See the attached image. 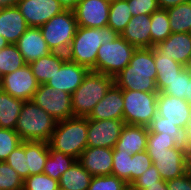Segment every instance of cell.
I'll return each mask as SVG.
<instances>
[{
	"instance_id": "7a4b0ae2",
	"label": "cell",
	"mask_w": 191,
	"mask_h": 190,
	"mask_svg": "<svg viewBox=\"0 0 191 190\" xmlns=\"http://www.w3.org/2000/svg\"><path fill=\"white\" fill-rule=\"evenodd\" d=\"M118 35L109 26L101 28L78 26L66 57L86 67L89 71L96 72V58L99 47L102 43L113 41Z\"/></svg>"
},
{
	"instance_id": "52a82bcc",
	"label": "cell",
	"mask_w": 191,
	"mask_h": 190,
	"mask_svg": "<svg viewBox=\"0 0 191 190\" xmlns=\"http://www.w3.org/2000/svg\"><path fill=\"white\" fill-rule=\"evenodd\" d=\"M136 47L121 35L99 47L96 58V72L115 77L130 62Z\"/></svg>"
},
{
	"instance_id": "603a6c76",
	"label": "cell",
	"mask_w": 191,
	"mask_h": 190,
	"mask_svg": "<svg viewBox=\"0 0 191 190\" xmlns=\"http://www.w3.org/2000/svg\"><path fill=\"white\" fill-rule=\"evenodd\" d=\"M151 15L132 16L120 34L128 43L136 48H151Z\"/></svg>"
},
{
	"instance_id": "d590c367",
	"label": "cell",
	"mask_w": 191,
	"mask_h": 190,
	"mask_svg": "<svg viewBox=\"0 0 191 190\" xmlns=\"http://www.w3.org/2000/svg\"><path fill=\"white\" fill-rule=\"evenodd\" d=\"M131 158L132 154L113 152L112 175L125 181L131 186Z\"/></svg>"
},
{
	"instance_id": "816d5d0a",
	"label": "cell",
	"mask_w": 191,
	"mask_h": 190,
	"mask_svg": "<svg viewBox=\"0 0 191 190\" xmlns=\"http://www.w3.org/2000/svg\"><path fill=\"white\" fill-rule=\"evenodd\" d=\"M19 0H0V7L16 6Z\"/></svg>"
},
{
	"instance_id": "ab89813d",
	"label": "cell",
	"mask_w": 191,
	"mask_h": 190,
	"mask_svg": "<svg viewBox=\"0 0 191 190\" xmlns=\"http://www.w3.org/2000/svg\"><path fill=\"white\" fill-rule=\"evenodd\" d=\"M22 142L15 130L0 128V161H5Z\"/></svg>"
},
{
	"instance_id": "9a60e30c",
	"label": "cell",
	"mask_w": 191,
	"mask_h": 190,
	"mask_svg": "<svg viewBox=\"0 0 191 190\" xmlns=\"http://www.w3.org/2000/svg\"><path fill=\"white\" fill-rule=\"evenodd\" d=\"M157 114L180 128H187L191 119V103L185 99L158 92Z\"/></svg>"
},
{
	"instance_id": "e575fe53",
	"label": "cell",
	"mask_w": 191,
	"mask_h": 190,
	"mask_svg": "<svg viewBox=\"0 0 191 190\" xmlns=\"http://www.w3.org/2000/svg\"><path fill=\"white\" fill-rule=\"evenodd\" d=\"M163 94L172 97L185 99L191 103V78L183 69L177 76L169 82V85L162 91Z\"/></svg>"
},
{
	"instance_id": "ee69618b",
	"label": "cell",
	"mask_w": 191,
	"mask_h": 190,
	"mask_svg": "<svg viewBox=\"0 0 191 190\" xmlns=\"http://www.w3.org/2000/svg\"><path fill=\"white\" fill-rule=\"evenodd\" d=\"M162 180L159 171L152 164L131 186V190H144L145 185L156 184Z\"/></svg>"
},
{
	"instance_id": "7c38bea8",
	"label": "cell",
	"mask_w": 191,
	"mask_h": 190,
	"mask_svg": "<svg viewBox=\"0 0 191 190\" xmlns=\"http://www.w3.org/2000/svg\"><path fill=\"white\" fill-rule=\"evenodd\" d=\"M125 125L123 120L88 118L87 147L113 149Z\"/></svg>"
},
{
	"instance_id": "4dcf8cb0",
	"label": "cell",
	"mask_w": 191,
	"mask_h": 190,
	"mask_svg": "<svg viewBox=\"0 0 191 190\" xmlns=\"http://www.w3.org/2000/svg\"><path fill=\"white\" fill-rule=\"evenodd\" d=\"M166 10L172 33H189L191 29V1Z\"/></svg>"
},
{
	"instance_id": "f35d334b",
	"label": "cell",
	"mask_w": 191,
	"mask_h": 190,
	"mask_svg": "<svg viewBox=\"0 0 191 190\" xmlns=\"http://www.w3.org/2000/svg\"><path fill=\"white\" fill-rule=\"evenodd\" d=\"M5 162L11 166L23 180L30 176V170H27L25 141L9 154Z\"/></svg>"
},
{
	"instance_id": "6da1fadb",
	"label": "cell",
	"mask_w": 191,
	"mask_h": 190,
	"mask_svg": "<svg viewBox=\"0 0 191 190\" xmlns=\"http://www.w3.org/2000/svg\"><path fill=\"white\" fill-rule=\"evenodd\" d=\"M153 48H136L129 64L114 77L122 90L158 92Z\"/></svg>"
},
{
	"instance_id": "484cf974",
	"label": "cell",
	"mask_w": 191,
	"mask_h": 190,
	"mask_svg": "<svg viewBox=\"0 0 191 190\" xmlns=\"http://www.w3.org/2000/svg\"><path fill=\"white\" fill-rule=\"evenodd\" d=\"M154 61L157 70L156 86L158 92H162L169 85V82L184 69V66L170 57L164 56V53H156L155 51Z\"/></svg>"
},
{
	"instance_id": "836d02e7",
	"label": "cell",
	"mask_w": 191,
	"mask_h": 190,
	"mask_svg": "<svg viewBox=\"0 0 191 190\" xmlns=\"http://www.w3.org/2000/svg\"><path fill=\"white\" fill-rule=\"evenodd\" d=\"M25 64L16 44H9L0 50V78L22 68Z\"/></svg>"
},
{
	"instance_id": "9c48e42d",
	"label": "cell",
	"mask_w": 191,
	"mask_h": 190,
	"mask_svg": "<svg viewBox=\"0 0 191 190\" xmlns=\"http://www.w3.org/2000/svg\"><path fill=\"white\" fill-rule=\"evenodd\" d=\"M32 100L57 122L74 117L69 93L40 84Z\"/></svg>"
},
{
	"instance_id": "f6af8a7d",
	"label": "cell",
	"mask_w": 191,
	"mask_h": 190,
	"mask_svg": "<svg viewBox=\"0 0 191 190\" xmlns=\"http://www.w3.org/2000/svg\"><path fill=\"white\" fill-rule=\"evenodd\" d=\"M146 145L147 147L167 149L175 147V143L172 141V139L158 138V133H153L150 131H148Z\"/></svg>"
},
{
	"instance_id": "8d00e7d4",
	"label": "cell",
	"mask_w": 191,
	"mask_h": 190,
	"mask_svg": "<svg viewBox=\"0 0 191 190\" xmlns=\"http://www.w3.org/2000/svg\"><path fill=\"white\" fill-rule=\"evenodd\" d=\"M24 180L5 161H0V190H23Z\"/></svg>"
},
{
	"instance_id": "d4e9b609",
	"label": "cell",
	"mask_w": 191,
	"mask_h": 190,
	"mask_svg": "<svg viewBox=\"0 0 191 190\" xmlns=\"http://www.w3.org/2000/svg\"><path fill=\"white\" fill-rule=\"evenodd\" d=\"M66 59L64 53L51 52L29 63V66L39 84H45L60 69Z\"/></svg>"
},
{
	"instance_id": "b9f144b4",
	"label": "cell",
	"mask_w": 191,
	"mask_h": 190,
	"mask_svg": "<svg viewBox=\"0 0 191 190\" xmlns=\"http://www.w3.org/2000/svg\"><path fill=\"white\" fill-rule=\"evenodd\" d=\"M152 165V160L146 151L132 155L131 185Z\"/></svg>"
},
{
	"instance_id": "2e32d148",
	"label": "cell",
	"mask_w": 191,
	"mask_h": 190,
	"mask_svg": "<svg viewBox=\"0 0 191 190\" xmlns=\"http://www.w3.org/2000/svg\"><path fill=\"white\" fill-rule=\"evenodd\" d=\"M88 72L89 70L86 67L67 58L60 69L45 84L72 94L82 84L83 78Z\"/></svg>"
},
{
	"instance_id": "7402d4cb",
	"label": "cell",
	"mask_w": 191,
	"mask_h": 190,
	"mask_svg": "<svg viewBox=\"0 0 191 190\" xmlns=\"http://www.w3.org/2000/svg\"><path fill=\"white\" fill-rule=\"evenodd\" d=\"M28 25L17 6L0 7V35L9 44H16Z\"/></svg>"
},
{
	"instance_id": "44dd1931",
	"label": "cell",
	"mask_w": 191,
	"mask_h": 190,
	"mask_svg": "<svg viewBox=\"0 0 191 190\" xmlns=\"http://www.w3.org/2000/svg\"><path fill=\"white\" fill-rule=\"evenodd\" d=\"M148 128L142 125L125 124L113 152L136 154L146 151Z\"/></svg>"
},
{
	"instance_id": "30bf717a",
	"label": "cell",
	"mask_w": 191,
	"mask_h": 190,
	"mask_svg": "<svg viewBox=\"0 0 191 190\" xmlns=\"http://www.w3.org/2000/svg\"><path fill=\"white\" fill-rule=\"evenodd\" d=\"M146 152L163 181L179 178L186 174V152L175 147L170 149L147 147Z\"/></svg>"
},
{
	"instance_id": "5bb4252c",
	"label": "cell",
	"mask_w": 191,
	"mask_h": 190,
	"mask_svg": "<svg viewBox=\"0 0 191 190\" xmlns=\"http://www.w3.org/2000/svg\"><path fill=\"white\" fill-rule=\"evenodd\" d=\"M111 0H80L73 10L77 25L101 28L108 24Z\"/></svg>"
},
{
	"instance_id": "f546056e",
	"label": "cell",
	"mask_w": 191,
	"mask_h": 190,
	"mask_svg": "<svg viewBox=\"0 0 191 190\" xmlns=\"http://www.w3.org/2000/svg\"><path fill=\"white\" fill-rule=\"evenodd\" d=\"M76 161V158L66 155L60 151L53 150L49 147V156L46 160L42 173L48 175L54 180L59 181L61 175Z\"/></svg>"
},
{
	"instance_id": "d6a6232c",
	"label": "cell",
	"mask_w": 191,
	"mask_h": 190,
	"mask_svg": "<svg viewBox=\"0 0 191 190\" xmlns=\"http://www.w3.org/2000/svg\"><path fill=\"white\" fill-rule=\"evenodd\" d=\"M171 33L167 10L159 9L154 11L151 14V48L163 42Z\"/></svg>"
},
{
	"instance_id": "cb8c5ba5",
	"label": "cell",
	"mask_w": 191,
	"mask_h": 190,
	"mask_svg": "<svg viewBox=\"0 0 191 190\" xmlns=\"http://www.w3.org/2000/svg\"><path fill=\"white\" fill-rule=\"evenodd\" d=\"M148 131L158 133V138L172 139L175 148L187 152L189 149L187 128H180L166 121V118L158 114L147 126Z\"/></svg>"
},
{
	"instance_id": "7dc6e473",
	"label": "cell",
	"mask_w": 191,
	"mask_h": 190,
	"mask_svg": "<svg viewBox=\"0 0 191 190\" xmlns=\"http://www.w3.org/2000/svg\"><path fill=\"white\" fill-rule=\"evenodd\" d=\"M188 1L191 0H157L160 9H165V10Z\"/></svg>"
},
{
	"instance_id": "ffe728a7",
	"label": "cell",
	"mask_w": 191,
	"mask_h": 190,
	"mask_svg": "<svg viewBox=\"0 0 191 190\" xmlns=\"http://www.w3.org/2000/svg\"><path fill=\"white\" fill-rule=\"evenodd\" d=\"M16 45L26 64L52 52L44 40L39 27H28L18 39Z\"/></svg>"
},
{
	"instance_id": "bcb514c9",
	"label": "cell",
	"mask_w": 191,
	"mask_h": 190,
	"mask_svg": "<svg viewBox=\"0 0 191 190\" xmlns=\"http://www.w3.org/2000/svg\"><path fill=\"white\" fill-rule=\"evenodd\" d=\"M168 190H191V177L187 174L166 181Z\"/></svg>"
},
{
	"instance_id": "8992f818",
	"label": "cell",
	"mask_w": 191,
	"mask_h": 190,
	"mask_svg": "<svg viewBox=\"0 0 191 190\" xmlns=\"http://www.w3.org/2000/svg\"><path fill=\"white\" fill-rule=\"evenodd\" d=\"M73 10H64L39 27L42 36L52 52L66 54L77 30Z\"/></svg>"
},
{
	"instance_id": "e0dca14e",
	"label": "cell",
	"mask_w": 191,
	"mask_h": 190,
	"mask_svg": "<svg viewBox=\"0 0 191 190\" xmlns=\"http://www.w3.org/2000/svg\"><path fill=\"white\" fill-rule=\"evenodd\" d=\"M78 162L92 176L112 175L113 149L86 147Z\"/></svg>"
},
{
	"instance_id": "83f0119b",
	"label": "cell",
	"mask_w": 191,
	"mask_h": 190,
	"mask_svg": "<svg viewBox=\"0 0 191 190\" xmlns=\"http://www.w3.org/2000/svg\"><path fill=\"white\" fill-rule=\"evenodd\" d=\"M27 170L30 175L41 174L49 156V144L43 141H25Z\"/></svg>"
},
{
	"instance_id": "4316f807",
	"label": "cell",
	"mask_w": 191,
	"mask_h": 190,
	"mask_svg": "<svg viewBox=\"0 0 191 190\" xmlns=\"http://www.w3.org/2000/svg\"><path fill=\"white\" fill-rule=\"evenodd\" d=\"M93 176L81 166L78 160L59 179L60 190H87Z\"/></svg>"
},
{
	"instance_id": "f1b7e54d",
	"label": "cell",
	"mask_w": 191,
	"mask_h": 190,
	"mask_svg": "<svg viewBox=\"0 0 191 190\" xmlns=\"http://www.w3.org/2000/svg\"><path fill=\"white\" fill-rule=\"evenodd\" d=\"M24 102L0 89V128L15 130Z\"/></svg>"
},
{
	"instance_id": "7bdbcfd3",
	"label": "cell",
	"mask_w": 191,
	"mask_h": 190,
	"mask_svg": "<svg viewBox=\"0 0 191 190\" xmlns=\"http://www.w3.org/2000/svg\"><path fill=\"white\" fill-rule=\"evenodd\" d=\"M132 16L151 15L160 9L157 0H127Z\"/></svg>"
},
{
	"instance_id": "4fadbf2b",
	"label": "cell",
	"mask_w": 191,
	"mask_h": 190,
	"mask_svg": "<svg viewBox=\"0 0 191 190\" xmlns=\"http://www.w3.org/2000/svg\"><path fill=\"white\" fill-rule=\"evenodd\" d=\"M16 6L28 27H41L65 10L57 0H19Z\"/></svg>"
},
{
	"instance_id": "f907efd6",
	"label": "cell",
	"mask_w": 191,
	"mask_h": 190,
	"mask_svg": "<svg viewBox=\"0 0 191 190\" xmlns=\"http://www.w3.org/2000/svg\"><path fill=\"white\" fill-rule=\"evenodd\" d=\"M186 174L191 177V147L186 152Z\"/></svg>"
},
{
	"instance_id": "1f68e13d",
	"label": "cell",
	"mask_w": 191,
	"mask_h": 190,
	"mask_svg": "<svg viewBox=\"0 0 191 190\" xmlns=\"http://www.w3.org/2000/svg\"><path fill=\"white\" fill-rule=\"evenodd\" d=\"M131 18L127 0H111L107 26L120 35Z\"/></svg>"
},
{
	"instance_id": "11a10c76",
	"label": "cell",
	"mask_w": 191,
	"mask_h": 190,
	"mask_svg": "<svg viewBox=\"0 0 191 190\" xmlns=\"http://www.w3.org/2000/svg\"><path fill=\"white\" fill-rule=\"evenodd\" d=\"M184 69L188 76L191 78V60L184 66Z\"/></svg>"
},
{
	"instance_id": "8fae6325",
	"label": "cell",
	"mask_w": 191,
	"mask_h": 190,
	"mask_svg": "<svg viewBox=\"0 0 191 190\" xmlns=\"http://www.w3.org/2000/svg\"><path fill=\"white\" fill-rule=\"evenodd\" d=\"M39 85L29 64L0 78V89L23 101L32 100Z\"/></svg>"
},
{
	"instance_id": "681fc988",
	"label": "cell",
	"mask_w": 191,
	"mask_h": 190,
	"mask_svg": "<svg viewBox=\"0 0 191 190\" xmlns=\"http://www.w3.org/2000/svg\"><path fill=\"white\" fill-rule=\"evenodd\" d=\"M144 190H168L166 181L160 180L156 184L145 185Z\"/></svg>"
},
{
	"instance_id": "3957f363",
	"label": "cell",
	"mask_w": 191,
	"mask_h": 190,
	"mask_svg": "<svg viewBox=\"0 0 191 190\" xmlns=\"http://www.w3.org/2000/svg\"><path fill=\"white\" fill-rule=\"evenodd\" d=\"M57 121L33 100L24 102L15 131L23 141L48 142L55 131Z\"/></svg>"
},
{
	"instance_id": "5b68a950",
	"label": "cell",
	"mask_w": 191,
	"mask_h": 190,
	"mask_svg": "<svg viewBox=\"0 0 191 190\" xmlns=\"http://www.w3.org/2000/svg\"><path fill=\"white\" fill-rule=\"evenodd\" d=\"M113 84L114 77L89 71L82 84L71 94L74 116L88 117Z\"/></svg>"
},
{
	"instance_id": "60d3db41",
	"label": "cell",
	"mask_w": 191,
	"mask_h": 190,
	"mask_svg": "<svg viewBox=\"0 0 191 190\" xmlns=\"http://www.w3.org/2000/svg\"><path fill=\"white\" fill-rule=\"evenodd\" d=\"M23 190H60L59 182L41 173L30 175L23 182Z\"/></svg>"
},
{
	"instance_id": "c3c4849f",
	"label": "cell",
	"mask_w": 191,
	"mask_h": 190,
	"mask_svg": "<svg viewBox=\"0 0 191 190\" xmlns=\"http://www.w3.org/2000/svg\"><path fill=\"white\" fill-rule=\"evenodd\" d=\"M65 10H74L80 0H57Z\"/></svg>"
},
{
	"instance_id": "ba28073f",
	"label": "cell",
	"mask_w": 191,
	"mask_h": 190,
	"mask_svg": "<svg viewBox=\"0 0 191 190\" xmlns=\"http://www.w3.org/2000/svg\"><path fill=\"white\" fill-rule=\"evenodd\" d=\"M158 92L123 90L125 124L148 126L157 115Z\"/></svg>"
},
{
	"instance_id": "db71d44e",
	"label": "cell",
	"mask_w": 191,
	"mask_h": 190,
	"mask_svg": "<svg viewBox=\"0 0 191 190\" xmlns=\"http://www.w3.org/2000/svg\"><path fill=\"white\" fill-rule=\"evenodd\" d=\"M189 147H191V119L187 125Z\"/></svg>"
},
{
	"instance_id": "74e56055",
	"label": "cell",
	"mask_w": 191,
	"mask_h": 190,
	"mask_svg": "<svg viewBox=\"0 0 191 190\" xmlns=\"http://www.w3.org/2000/svg\"><path fill=\"white\" fill-rule=\"evenodd\" d=\"M130 186L114 175L93 176L87 190H129Z\"/></svg>"
},
{
	"instance_id": "277c9868",
	"label": "cell",
	"mask_w": 191,
	"mask_h": 190,
	"mask_svg": "<svg viewBox=\"0 0 191 190\" xmlns=\"http://www.w3.org/2000/svg\"><path fill=\"white\" fill-rule=\"evenodd\" d=\"M87 117H71L58 121L48 141L49 147L78 160L87 147Z\"/></svg>"
},
{
	"instance_id": "ac0fdd59",
	"label": "cell",
	"mask_w": 191,
	"mask_h": 190,
	"mask_svg": "<svg viewBox=\"0 0 191 190\" xmlns=\"http://www.w3.org/2000/svg\"><path fill=\"white\" fill-rule=\"evenodd\" d=\"M123 108V90L114 83L87 118L91 120H123Z\"/></svg>"
},
{
	"instance_id": "f5cc1de1",
	"label": "cell",
	"mask_w": 191,
	"mask_h": 190,
	"mask_svg": "<svg viewBox=\"0 0 191 190\" xmlns=\"http://www.w3.org/2000/svg\"><path fill=\"white\" fill-rule=\"evenodd\" d=\"M9 45V42L0 35V50Z\"/></svg>"
},
{
	"instance_id": "d6986e66",
	"label": "cell",
	"mask_w": 191,
	"mask_h": 190,
	"mask_svg": "<svg viewBox=\"0 0 191 190\" xmlns=\"http://www.w3.org/2000/svg\"><path fill=\"white\" fill-rule=\"evenodd\" d=\"M153 49L156 53H164V56L185 66L191 60V35L190 33H171Z\"/></svg>"
}]
</instances>
